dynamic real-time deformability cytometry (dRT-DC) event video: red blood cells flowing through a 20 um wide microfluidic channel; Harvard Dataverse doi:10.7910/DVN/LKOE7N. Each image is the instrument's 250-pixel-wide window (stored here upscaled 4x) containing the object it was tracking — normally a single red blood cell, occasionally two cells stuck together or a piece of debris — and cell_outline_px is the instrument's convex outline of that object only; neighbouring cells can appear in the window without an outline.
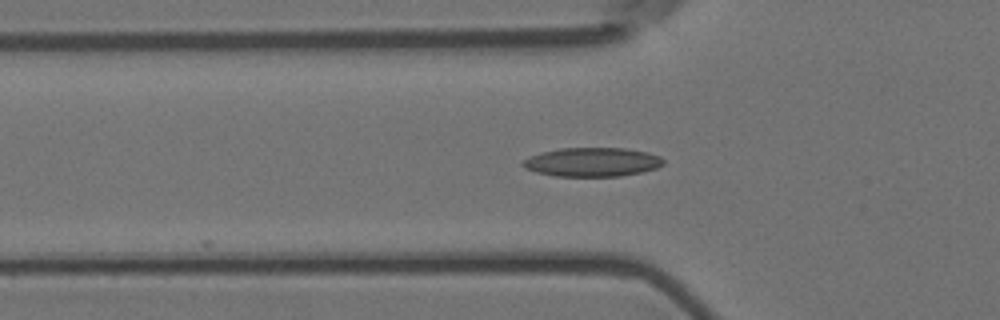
{"species": "Egyptian fruit bat (a non-hibernating species)", "species_latin": "Rousettus aegyptiacus", "temperature_condition": "room temperature", "stored_images_in_passage": 7, "camera_frame_rate_fps": 3000, "um_per_image_px": 0.085, "animal": {"sex": "female"}, "frame": {"image": 1, "passage_image": 4, "time_ms": 1.0, "image_size_px": [1000, 320], "cell_outline_px": [[664, 164], [656, 168], [640, 172], [620, 176], [556, 176], [536, 172], [524, 168], [520, 164], [524, 160], [540, 152], [560, 148], [624, 148], [648, 152], [660, 156], [664, 160]], "centroid_in_image_um": [50.34, 13.77], "position_along_channel_um": 75.5, "area_um2": 23.7}}
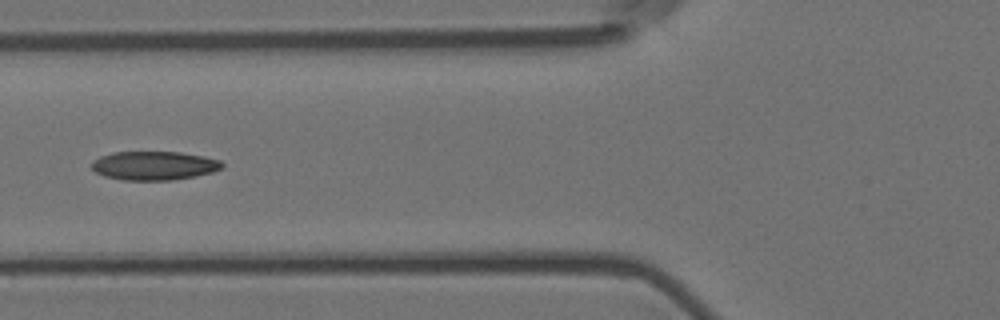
{"frame": {"image": 2, "passage_image": 5, "time_ms": 1.333, "image_size_px": [1000, 320], "cell_outline_px": [[224, 164], [220, 168], [212, 172], [196, 176], [172, 180], [124, 180], [104, 176], [96, 172], [92, 168], [92, 160], [100, 156], [112, 152], [180, 152], [204, 156], [220, 160]], "centroid_in_image_um": [13.09, 14.07], "position_along_channel_um": 112.7, "area_um2": 21.91}}
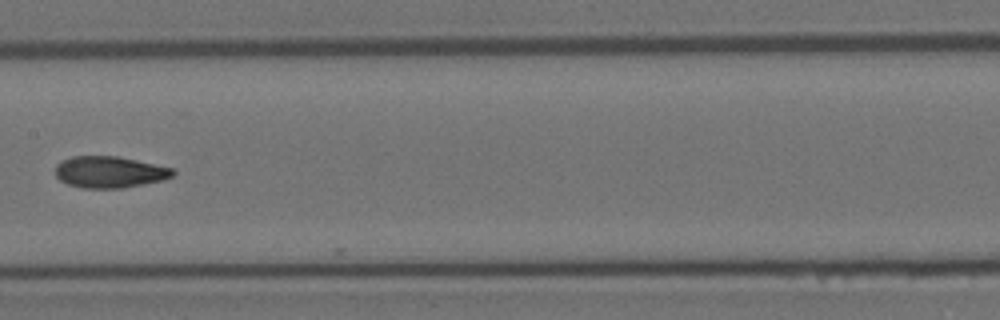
{"frame": {"image": 3, "passage_image": 7, "time_ms": 2.0, "image_size_px": [1000, 320], "cell_outline_px": [[176, 172], [172, 176], [164, 180], [144, 184], [120, 188], [80, 188], [68, 184], [60, 180], [56, 176], [56, 164], [60, 160], [72, 156], [120, 156], [172, 168]], "centroid_in_image_um": [9.3, 14.62], "position_along_channel_um": 198.1, "area_um2": 21.73}}